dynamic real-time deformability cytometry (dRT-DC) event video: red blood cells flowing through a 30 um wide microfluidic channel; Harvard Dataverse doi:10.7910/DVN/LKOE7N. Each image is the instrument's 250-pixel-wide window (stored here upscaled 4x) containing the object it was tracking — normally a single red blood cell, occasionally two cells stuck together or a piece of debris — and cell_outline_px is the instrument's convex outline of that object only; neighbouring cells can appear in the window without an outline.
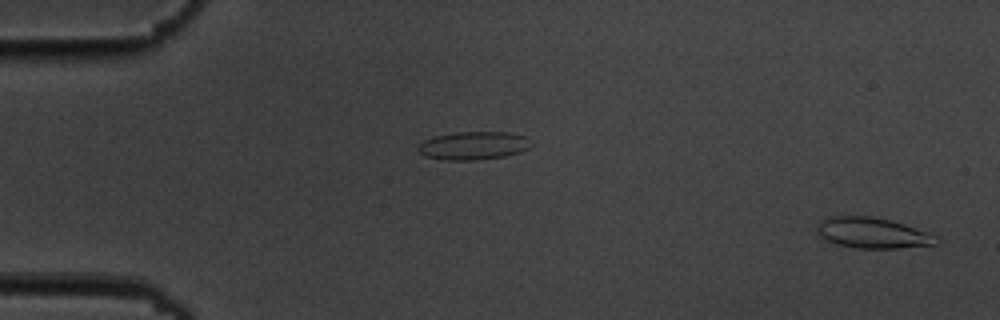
{"species": "common noctule bat (a hibernating species)", "species_latin": "Nyctalus noctula", "temperature_condition": "cold", "stored_images_in_passage": 4, "segment_of_instrument_passage": [2, 2], "camera_frame_rate_fps": 3000, "um_per_image_px": 0.085, "animal": {"sex": "male", "body_mass_g": 19.5, "forearm_length_mm": 54.6}, "frame": {"image": 1, "passage_image": 4, "time_ms": 4.333, "image_size_px": [1000, 320], "cell_outline_px": [[940, 240], [936, 244], [900, 248], [860, 248], [840, 244], [828, 240], [820, 236], [816, 232], [816, 228], [820, 220], [828, 216], [872, 216], [892, 220], [928, 232], [936, 236]], "centroid_in_image_um": [74.17, 19.78], "position_along_channel_um": 10.8, "area_um2": 21.27}}